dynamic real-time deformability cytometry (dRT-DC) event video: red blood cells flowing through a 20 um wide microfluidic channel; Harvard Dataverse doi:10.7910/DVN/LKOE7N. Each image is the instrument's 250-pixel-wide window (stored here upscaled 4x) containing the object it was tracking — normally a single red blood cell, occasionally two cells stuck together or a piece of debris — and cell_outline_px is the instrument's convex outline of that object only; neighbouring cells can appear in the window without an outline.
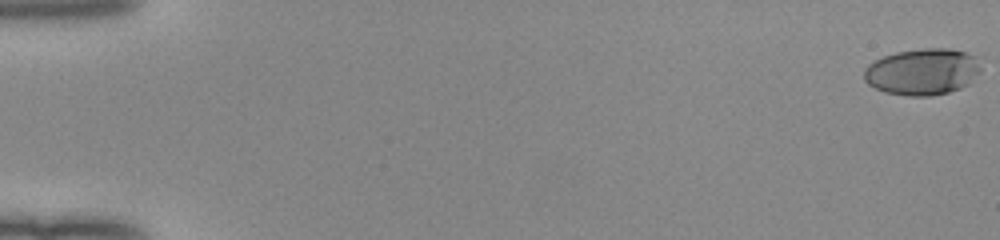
{"species": "human", "species_latin": "Homo sapiens", "temperature_condition": "room temperature", "stored_images_in_passage": 53, "camera_frame_rate_fps": 3000, "um_per_image_px": 0.085, "donor": {"sex": "female"}, "frame": {"image": 1, "passage_image": 1, "time_ms": 0.0, "image_size_px": [1000, 240], "cell_outline_px": [[980, 72], [968, 84], [960, 88], [948, 92], [932, 96], [908, 96], [884, 92], [868, 84], [864, 80], [864, 68], [868, 64], [884, 56], [896, 52], [924, 48], [948, 48], [964, 52], [976, 56], [980, 68]], "centroid_in_image_um": [78.4, 6.1], "position_along_channel_um": 6.6, "area_um2": 31.67}}
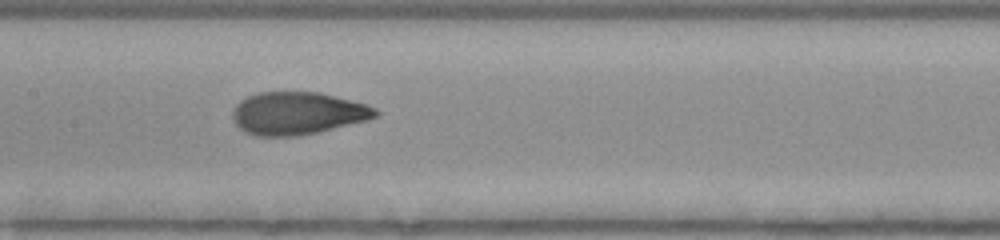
{"frame": {"image": 2, "passage_image": 28, "time_ms": 9.0, "image_size_px": [1000, 240], "cell_outline_px": [[380, 112], [376, 116], [368, 120], [316, 132], [296, 136], [256, 136], [244, 132], [236, 124], [232, 116], [232, 108], [240, 100], [248, 96], [260, 92], [320, 92], [368, 104], [376, 108]], "centroid_in_image_um": [25.29, 9.62], "position_along_channel_um": 182.1, "area_um2": 35.6}}
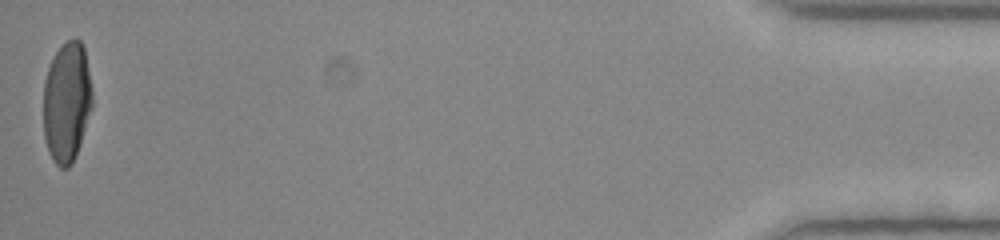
{"frame": {"image": 3, "passage_image": 53, "time_ms": 17.333, "image_size_px": [1000, 240], "cell_outline_px": [[92, 108], [76, 156], [72, 164], [68, 168], [60, 168], [52, 160], [48, 152], [44, 136], [44, 80], [48, 68], [56, 52], [68, 40], [80, 40], [84, 48], [92, 88]], "centroid_in_image_um": [5.68, 8.73], "position_along_channel_um": 429.5, "area_um2": 34.28}, "authors_computed_cell_mechanics": {"area_um2": 34.969, "velocity_mm_per_s": 4.0135, "shape_relaxation_time_tau1_ms": 4.4114, "shape_relaxation_time_tau2_ms": 0.7636, "deformation_change_tau1": 0.1867, "deformation_change_tau2": 0.0627}}